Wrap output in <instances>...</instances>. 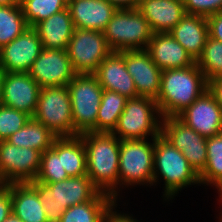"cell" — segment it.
Returning a JSON list of instances; mask_svg holds the SVG:
<instances>
[{
	"label": "cell",
	"mask_w": 222,
	"mask_h": 222,
	"mask_svg": "<svg viewBox=\"0 0 222 222\" xmlns=\"http://www.w3.org/2000/svg\"><path fill=\"white\" fill-rule=\"evenodd\" d=\"M86 150L87 176L103 193L117 199L120 140L112 133L85 132L79 135Z\"/></svg>",
	"instance_id": "6da1fadb"
},
{
	"label": "cell",
	"mask_w": 222,
	"mask_h": 222,
	"mask_svg": "<svg viewBox=\"0 0 222 222\" xmlns=\"http://www.w3.org/2000/svg\"><path fill=\"white\" fill-rule=\"evenodd\" d=\"M208 90V82L197 64L187 68L162 70L156 99L163 117H177Z\"/></svg>",
	"instance_id": "7a4b0ae2"
},
{
	"label": "cell",
	"mask_w": 222,
	"mask_h": 222,
	"mask_svg": "<svg viewBox=\"0 0 222 222\" xmlns=\"http://www.w3.org/2000/svg\"><path fill=\"white\" fill-rule=\"evenodd\" d=\"M38 192L48 222H60L66 209L92 201L101 191L87 175L54 183L29 182Z\"/></svg>",
	"instance_id": "3957f363"
},
{
	"label": "cell",
	"mask_w": 222,
	"mask_h": 222,
	"mask_svg": "<svg viewBox=\"0 0 222 222\" xmlns=\"http://www.w3.org/2000/svg\"><path fill=\"white\" fill-rule=\"evenodd\" d=\"M158 172L165 180L164 192L167 199L175 195L182 187L191 185V183H200L199 175L182 152L161 134L154 139L153 183L158 179Z\"/></svg>",
	"instance_id": "277c9868"
},
{
	"label": "cell",
	"mask_w": 222,
	"mask_h": 222,
	"mask_svg": "<svg viewBox=\"0 0 222 222\" xmlns=\"http://www.w3.org/2000/svg\"><path fill=\"white\" fill-rule=\"evenodd\" d=\"M103 33L112 52L146 49L153 35L137 9H117Z\"/></svg>",
	"instance_id": "5b68a950"
},
{
	"label": "cell",
	"mask_w": 222,
	"mask_h": 222,
	"mask_svg": "<svg viewBox=\"0 0 222 222\" xmlns=\"http://www.w3.org/2000/svg\"><path fill=\"white\" fill-rule=\"evenodd\" d=\"M32 117L43 123L57 138L80 135L73 126L67 86L41 88L37 108Z\"/></svg>",
	"instance_id": "8992f818"
},
{
	"label": "cell",
	"mask_w": 222,
	"mask_h": 222,
	"mask_svg": "<svg viewBox=\"0 0 222 222\" xmlns=\"http://www.w3.org/2000/svg\"><path fill=\"white\" fill-rule=\"evenodd\" d=\"M69 90L73 126L79 133L96 132L97 114L103 88L93 74H77L67 85Z\"/></svg>",
	"instance_id": "52a82bcc"
},
{
	"label": "cell",
	"mask_w": 222,
	"mask_h": 222,
	"mask_svg": "<svg viewBox=\"0 0 222 222\" xmlns=\"http://www.w3.org/2000/svg\"><path fill=\"white\" fill-rule=\"evenodd\" d=\"M154 112L161 117L157 102L152 98L138 96L127 99L112 134L119 140L145 139L147 134L157 138L161 134L162 122L157 120Z\"/></svg>",
	"instance_id": "ba28073f"
},
{
	"label": "cell",
	"mask_w": 222,
	"mask_h": 222,
	"mask_svg": "<svg viewBox=\"0 0 222 222\" xmlns=\"http://www.w3.org/2000/svg\"><path fill=\"white\" fill-rule=\"evenodd\" d=\"M154 139L153 144L145 139L120 140L119 182L153 184Z\"/></svg>",
	"instance_id": "9c48e42d"
},
{
	"label": "cell",
	"mask_w": 222,
	"mask_h": 222,
	"mask_svg": "<svg viewBox=\"0 0 222 222\" xmlns=\"http://www.w3.org/2000/svg\"><path fill=\"white\" fill-rule=\"evenodd\" d=\"M77 74H93L112 52L102 31L75 28L66 48Z\"/></svg>",
	"instance_id": "30bf717a"
},
{
	"label": "cell",
	"mask_w": 222,
	"mask_h": 222,
	"mask_svg": "<svg viewBox=\"0 0 222 222\" xmlns=\"http://www.w3.org/2000/svg\"><path fill=\"white\" fill-rule=\"evenodd\" d=\"M161 135L180 150L191 167L200 175L207 163V138L178 117H162Z\"/></svg>",
	"instance_id": "8fae6325"
},
{
	"label": "cell",
	"mask_w": 222,
	"mask_h": 222,
	"mask_svg": "<svg viewBox=\"0 0 222 222\" xmlns=\"http://www.w3.org/2000/svg\"><path fill=\"white\" fill-rule=\"evenodd\" d=\"M42 152L26 147H17L0 141V181L3 184L26 183L36 179Z\"/></svg>",
	"instance_id": "7c38bea8"
},
{
	"label": "cell",
	"mask_w": 222,
	"mask_h": 222,
	"mask_svg": "<svg viewBox=\"0 0 222 222\" xmlns=\"http://www.w3.org/2000/svg\"><path fill=\"white\" fill-rule=\"evenodd\" d=\"M28 74L41 88L67 86L77 75L66 50L44 48Z\"/></svg>",
	"instance_id": "4fadbf2b"
},
{
	"label": "cell",
	"mask_w": 222,
	"mask_h": 222,
	"mask_svg": "<svg viewBox=\"0 0 222 222\" xmlns=\"http://www.w3.org/2000/svg\"><path fill=\"white\" fill-rule=\"evenodd\" d=\"M43 49L38 33L29 27L0 48V69L3 72L28 73Z\"/></svg>",
	"instance_id": "5bb4252c"
},
{
	"label": "cell",
	"mask_w": 222,
	"mask_h": 222,
	"mask_svg": "<svg viewBox=\"0 0 222 222\" xmlns=\"http://www.w3.org/2000/svg\"><path fill=\"white\" fill-rule=\"evenodd\" d=\"M40 89L28 73L3 72L2 105L32 117L37 108Z\"/></svg>",
	"instance_id": "9a60e30c"
},
{
	"label": "cell",
	"mask_w": 222,
	"mask_h": 222,
	"mask_svg": "<svg viewBox=\"0 0 222 222\" xmlns=\"http://www.w3.org/2000/svg\"><path fill=\"white\" fill-rule=\"evenodd\" d=\"M177 117L206 138L222 132V109L208 90Z\"/></svg>",
	"instance_id": "2e32d148"
},
{
	"label": "cell",
	"mask_w": 222,
	"mask_h": 222,
	"mask_svg": "<svg viewBox=\"0 0 222 222\" xmlns=\"http://www.w3.org/2000/svg\"><path fill=\"white\" fill-rule=\"evenodd\" d=\"M125 65L134 81L139 96L157 99L162 70L143 50H125Z\"/></svg>",
	"instance_id": "e0dca14e"
},
{
	"label": "cell",
	"mask_w": 222,
	"mask_h": 222,
	"mask_svg": "<svg viewBox=\"0 0 222 222\" xmlns=\"http://www.w3.org/2000/svg\"><path fill=\"white\" fill-rule=\"evenodd\" d=\"M93 75L104 90L115 91L127 99L139 96L125 65V51L111 52Z\"/></svg>",
	"instance_id": "ac0fdd59"
},
{
	"label": "cell",
	"mask_w": 222,
	"mask_h": 222,
	"mask_svg": "<svg viewBox=\"0 0 222 222\" xmlns=\"http://www.w3.org/2000/svg\"><path fill=\"white\" fill-rule=\"evenodd\" d=\"M145 50L161 70L187 68L196 63L170 33H153Z\"/></svg>",
	"instance_id": "d6986e66"
},
{
	"label": "cell",
	"mask_w": 222,
	"mask_h": 222,
	"mask_svg": "<svg viewBox=\"0 0 222 222\" xmlns=\"http://www.w3.org/2000/svg\"><path fill=\"white\" fill-rule=\"evenodd\" d=\"M75 28L104 31L117 8L106 0H68Z\"/></svg>",
	"instance_id": "ffe728a7"
},
{
	"label": "cell",
	"mask_w": 222,
	"mask_h": 222,
	"mask_svg": "<svg viewBox=\"0 0 222 222\" xmlns=\"http://www.w3.org/2000/svg\"><path fill=\"white\" fill-rule=\"evenodd\" d=\"M137 10L149 22L153 33H168L186 14L177 0H140Z\"/></svg>",
	"instance_id": "44dd1931"
},
{
	"label": "cell",
	"mask_w": 222,
	"mask_h": 222,
	"mask_svg": "<svg viewBox=\"0 0 222 222\" xmlns=\"http://www.w3.org/2000/svg\"><path fill=\"white\" fill-rule=\"evenodd\" d=\"M168 33L197 61L209 37L207 17L185 14Z\"/></svg>",
	"instance_id": "7402d4cb"
},
{
	"label": "cell",
	"mask_w": 222,
	"mask_h": 222,
	"mask_svg": "<svg viewBox=\"0 0 222 222\" xmlns=\"http://www.w3.org/2000/svg\"><path fill=\"white\" fill-rule=\"evenodd\" d=\"M33 28L43 48L56 50H66L75 29L68 8L42 20Z\"/></svg>",
	"instance_id": "603a6c76"
},
{
	"label": "cell",
	"mask_w": 222,
	"mask_h": 222,
	"mask_svg": "<svg viewBox=\"0 0 222 222\" xmlns=\"http://www.w3.org/2000/svg\"><path fill=\"white\" fill-rule=\"evenodd\" d=\"M12 213L22 222H48L37 190L29 183H10Z\"/></svg>",
	"instance_id": "cb8c5ba5"
},
{
	"label": "cell",
	"mask_w": 222,
	"mask_h": 222,
	"mask_svg": "<svg viewBox=\"0 0 222 222\" xmlns=\"http://www.w3.org/2000/svg\"><path fill=\"white\" fill-rule=\"evenodd\" d=\"M69 177L87 175L86 150L80 136L56 138L51 147Z\"/></svg>",
	"instance_id": "d4e9b609"
},
{
	"label": "cell",
	"mask_w": 222,
	"mask_h": 222,
	"mask_svg": "<svg viewBox=\"0 0 222 222\" xmlns=\"http://www.w3.org/2000/svg\"><path fill=\"white\" fill-rule=\"evenodd\" d=\"M56 138L43 123L30 117L26 124L6 141L17 147L33 148L43 153L52 147Z\"/></svg>",
	"instance_id": "484cf974"
},
{
	"label": "cell",
	"mask_w": 222,
	"mask_h": 222,
	"mask_svg": "<svg viewBox=\"0 0 222 222\" xmlns=\"http://www.w3.org/2000/svg\"><path fill=\"white\" fill-rule=\"evenodd\" d=\"M115 201L111 195L100 192L92 201L66 209L60 222H104L107 210Z\"/></svg>",
	"instance_id": "4316f807"
},
{
	"label": "cell",
	"mask_w": 222,
	"mask_h": 222,
	"mask_svg": "<svg viewBox=\"0 0 222 222\" xmlns=\"http://www.w3.org/2000/svg\"><path fill=\"white\" fill-rule=\"evenodd\" d=\"M127 98L121 94L103 90L96 120V133H112L117 126Z\"/></svg>",
	"instance_id": "83f0119b"
},
{
	"label": "cell",
	"mask_w": 222,
	"mask_h": 222,
	"mask_svg": "<svg viewBox=\"0 0 222 222\" xmlns=\"http://www.w3.org/2000/svg\"><path fill=\"white\" fill-rule=\"evenodd\" d=\"M207 163L199 175L200 184H213L218 190L222 189V132L207 137Z\"/></svg>",
	"instance_id": "f1b7e54d"
},
{
	"label": "cell",
	"mask_w": 222,
	"mask_h": 222,
	"mask_svg": "<svg viewBox=\"0 0 222 222\" xmlns=\"http://www.w3.org/2000/svg\"><path fill=\"white\" fill-rule=\"evenodd\" d=\"M27 24L20 5H0V48L22 34Z\"/></svg>",
	"instance_id": "f546056e"
},
{
	"label": "cell",
	"mask_w": 222,
	"mask_h": 222,
	"mask_svg": "<svg viewBox=\"0 0 222 222\" xmlns=\"http://www.w3.org/2000/svg\"><path fill=\"white\" fill-rule=\"evenodd\" d=\"M68 0H20L29 27L67 8Z\"/></svg>",
	"instance_id": "4dcf8cb0"
},
{
	"label": "cell",
	"mask_w": 222,
	"mask_h": 222,
	"mask_svg": "<svg viewBox=\"0 0 222 222\" xmlns=\"http://www.w3.org/2000/svg\"><path fill=\"white\" fill-rule=\"evenodd\" d=\"M196 64L207 82L222 76V42L208 37Z\"/></svg>",
	"instance_id": "1f68e13d"
},
{
	"label": "cell",
	"mask_w": 222,
	"mask_h": 222,
	"mask_svg": "<svg viewBox=\"0 0 222 222\" xmlns=\"http://www.w3.org/2000/svg\"><path fill=\"white\" fill-rule=\"evenodd\" d=\"M69 178L66 170L62 168L61 157L52 149L44 151L41 155V164L37 182L54 183Z\"/></svg>",
	"instance_id": "d6a6232c"
},
{
	"label": "cell",
	"mask_w": 222,
	"mask_h": 222,
	"mask_svg": "<svg viewBox=\"0 0 222 222\" xmlns=\"http://www.w3.org/2000/svg\"><path fill=\"white\" fill-rule=\"evenodd\" d=\"M29 119L27 113L0 105V141L6 140L21 129Z\"/></svg>",
	"instance_id": "836d02e7"
},
{
	"label": "cell",
	"mask_w": 222,
	"mask_h": 222,
	"mask_svg": "<svg viewBox=\"0 0 222 222\" xmlns=\"http://www.w3.org/2000/svg\"><path fill=\"white\" fill-rule=\"evenodd\" d=\"M186 14L208 17L217 12H222V0H185Z\"/></svg>",
	"instance_id": "e575fe53"
},
{
	"label": "cell",
	"mask_w": 222,
	"mask_h": 222,
	"mask_svg": "<svg viewBox=\"0 0 222 222\" xmlns=\"http://www.w3.org/2000/svg\"><path fill=\"white\" fill-rule=\"evenodd\" d=\"M12 213V200L10 183L0 187V222L5 220Z\"/></svg>",
	"instance_id": "d590c367"
},
{
	"label": "cell",
	"mask_w": 222,
	"mask_h": 222,
	"mask_svg": "<svg viewBox=\"0 0 222 222\" xmlns=\"http://www.w3.org/2000/svg\"><path fill=\"white\" fill-rule=\"evenodd\" d=\"M209 37L222 42V12L207 17Z\"/></svg>",
	"instance_id": "8d00e7d4"
},
{
	"label": "cell",
	"mask_w": 222,
	"mask_h": 222,
	"mask_svg": "<svg viewBox=\"0 0 222 222\" xmlns=\"http://www.w3.org/2000/svg\"><path fill=\"white\" fill-rule=\"evenodd\" d=\"M208 91L214 96L222 109V76L208 81Z\"/></svg>",
	"instance_id": "74e56055"
},
{
	"label": "cell",
	"mask_w": 222,
	"mask_h": 222,
	"mask_svg": "<svg viewBox=\"0 0 222 222\" xmlns=\"http://www.w3.org/2000/svg\"><path fill=\"white\" fill-rule=\"evenodd\" d=\"M113 207H115V203L110 206L105 214L104 222H137L132 217L127 216L126 214H116L117 212H113Z\"/></svg>",
	"instance_id": "f35d334b"
},
{
	"label": "cell",
	"mask_w": 222,
	"mask_h": 222,
	"mask_svg": "<svg viewBox=\"0 0 222 222\" xmlns=\"http://www.w3.org/2000/svg\"><path fill=\"white\" fill-rule=\"evenodd\" d=\"M117 9H137L140 0H106Z\"/></svg>",
	"instance_id": "ab89813d"
},
{
	"label": "cell",
	"mask_w": 222,
	"mask_h": 222,
	"mask_svg": "<svg viewBox=\"0 0 222 222\" xmlns=\"http://www.w3.org/2000/svg\"><path fill=\"white\" fill-rule=\"evenodd\" d=\"M2 222H22L14 213H11L5 220Z\"/></svg>",
	"instance_id": "60d3db41"
},
{
	"label": "cell",
	"mask_w": 222,
	"mask_h": 222,
	"mask_svg": "<svg viewBox=\"0 0 222 222\" xmlns=\"http://www.w3.org/2000/svg\"><path fill=\"white\" fill-rule=\"evenodd\" d=\"M0 5H20V0H0Z\"/></svg>",
	"instance_id": "b9f144b4"
},
{
	"label": "cell",
	"mask_w": 222,
	"mask_h": 222,
	"mask_svg": "<svg viewBox=\"0 0 222 222\" xmlns=\"http://www.w3.org/2000/svg\"><path fill=\"white\" fill-rule=\"evenodd\" d=\"M3 71L0 69V105H2Z\"/></svg>",
	"instance_id": "7bdbcfd3"
},
{
	"label": "cell",
	"mask_w": 222,
	"mask_h": 222,
	"mask_svg": "<svg viewBox=\"0 0 222 222\" xmlns=\"http://www.w3.org/2000/svg\"><path fill=\"white\" fill-rule=\"evenodd\" d=\"M219 192H220V197H221V199H222V189H220ZM221 201H222V200H221ZM221 222H222V218H221Z\"/></svg>",
	"instance_id": "ee69618b"
}]
</instances>
